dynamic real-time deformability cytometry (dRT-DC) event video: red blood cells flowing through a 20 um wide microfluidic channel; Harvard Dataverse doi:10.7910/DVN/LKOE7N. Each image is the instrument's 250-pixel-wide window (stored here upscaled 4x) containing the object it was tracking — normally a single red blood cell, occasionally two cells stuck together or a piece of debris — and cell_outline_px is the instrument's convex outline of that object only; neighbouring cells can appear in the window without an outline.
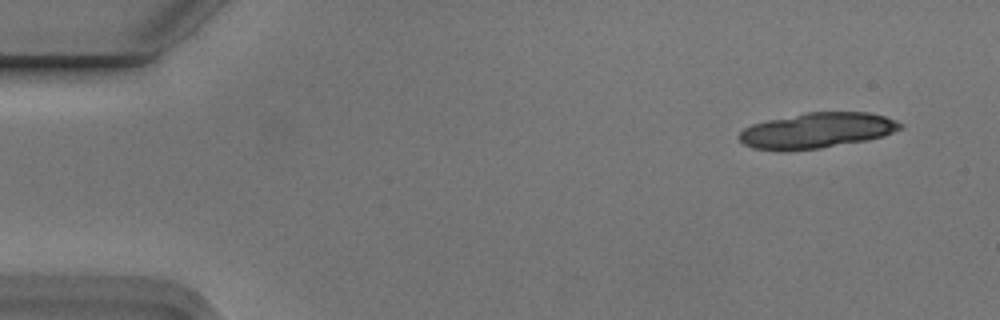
{"species": "Egyptian fruit bat (a non-hibernating species)", "species_latin": "Rousettus aegyptiacus", "temperature_condition": "cold", "stored_images_in_passage": 6, "camera_frame_rate_fps": 3000, "um_per_image_px": 0.085, "animal": {"sex": "male"}, "frame": {"image": 1, "passage_image": 1, "time_ms": 0.0, "image_size_px": [1000, 320], "cell_outline_px": [[904, 124], [900, 128], [884, 136], [864, 140], [820, 148], [788, 152], [780, 152], [752, 148], [744, 144], [736, 136], [744, 128], [752, 124], [768, 120], [808, 112], [868, 112], [884, 116]], "centroid_in_image_um": [69.37, 11.11], "position_along_channel_um": 15.6, "area_um2": 33.35}}
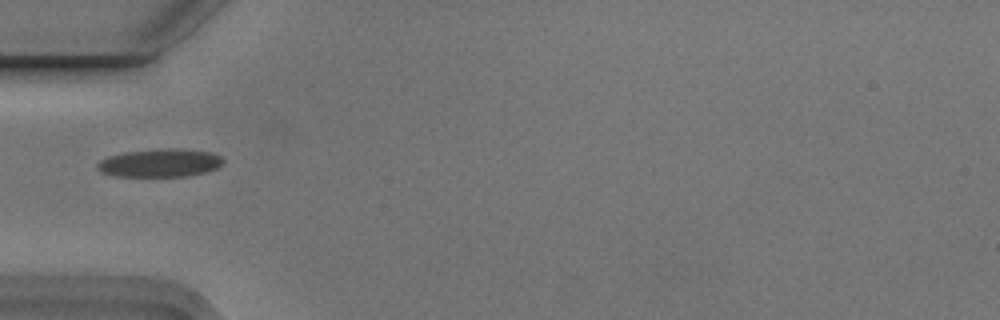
{"frame": {"image": 2, "passage_image": 5, "time_ms": 1.333, "image_size_px": [1000, 320], "cell_outline_px": [[224, 160], [216, 168], [204, 172], [188, 176], [116, 176], [100, 172], [96, 168], [96, 164], [100, 160], [108, 156], [124, 152], [160, 148], [184, 148], [212, 152], [220, 156]], "centroid_in_image_um": [13.57, 13.83], "position_along_channel_um": 71.4, "area_um2": 20.81}}
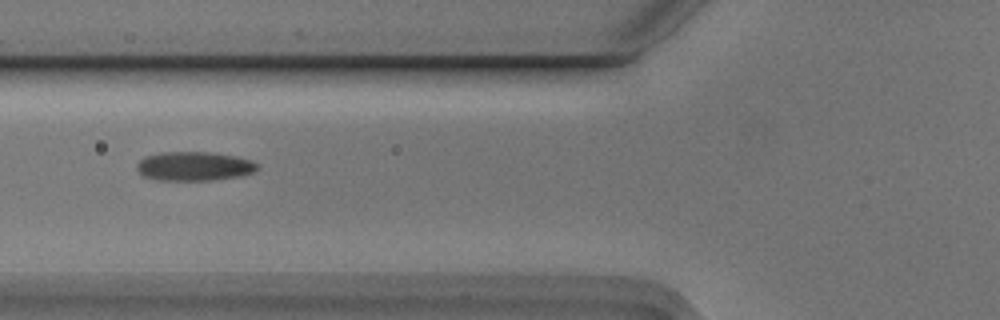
{"frame": {"image": 3, "passage_image": 6, "time_ms": 1.667, "image_size_px": [1000, 320], "cell_outline_px": [[260, 168], [252, 172], [240, 176], [212, 180], [160, 180], [144, 176], [136, 168], [136, 164], [144, 156], [160, 152], [212, 152], [236, 156], [252, 160], [260, 164]], "centroid_in_image_um": [16.53, 14.11], "position_along_channel_um": 109.3, "area_um2": 20.58}}